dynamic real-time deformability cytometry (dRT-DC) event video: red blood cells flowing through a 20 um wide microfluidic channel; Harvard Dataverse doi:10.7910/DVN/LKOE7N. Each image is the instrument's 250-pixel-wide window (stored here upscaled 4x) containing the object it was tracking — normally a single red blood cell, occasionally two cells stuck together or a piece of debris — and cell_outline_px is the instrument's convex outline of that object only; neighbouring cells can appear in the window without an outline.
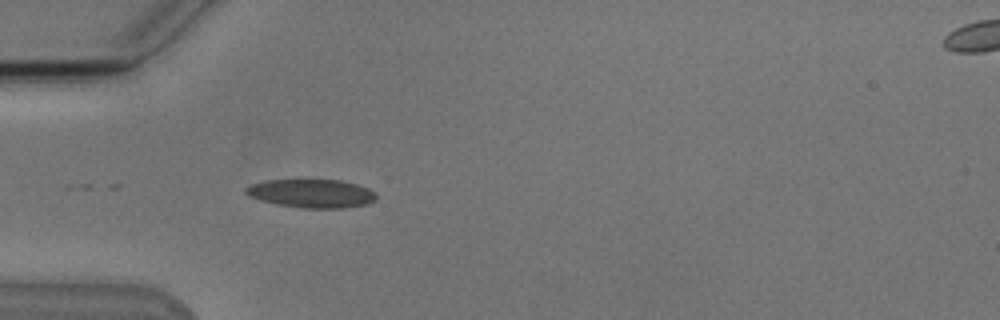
{"species": "Egyptian fruit bat (a non-hibernating species)", "species_latin": "Rousettus aegyptiacus", "temperature_condition": "cold", "stored_images_in_passage": 1, "camera_frame_rate_fps": 3000, "um_per_image_px": 0.085, "animal": {"sex": "male"}, "frame": {"image": 1, "passage_image": 1, "time_ms": 0.0, "image_size_px": [1000, 320], "cell_outline_px": [[376, 200], [368, 204], [344, 208], [300, 208], [276, 204], [260, 200], [248, 196], [244, 192], [244, 188], [252, 184], [268, 180], [340, 180], [356, 184], [368, 188], [376, 192]], "centroid_in_image_um": [26.49, 16.45], "position_along_channel_um": 58.5, "area_um2": 21.79}}